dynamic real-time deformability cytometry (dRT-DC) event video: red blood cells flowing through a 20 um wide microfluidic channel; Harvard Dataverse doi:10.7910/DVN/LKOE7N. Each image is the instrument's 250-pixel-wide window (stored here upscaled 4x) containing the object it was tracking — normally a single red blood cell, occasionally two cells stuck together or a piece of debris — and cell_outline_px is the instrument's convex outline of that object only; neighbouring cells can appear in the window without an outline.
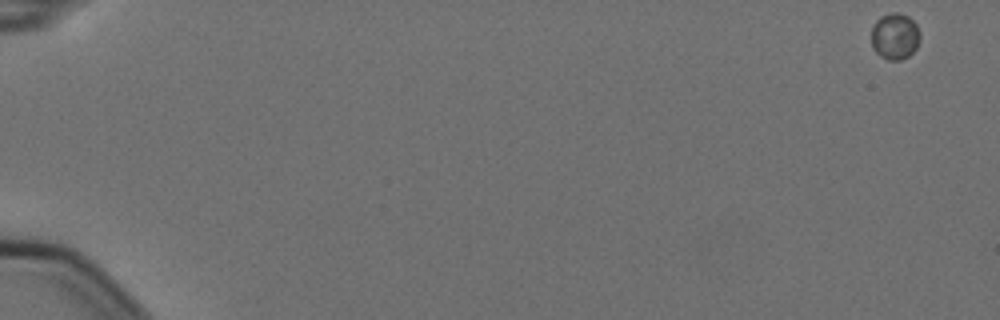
{"species": "Egyptian fruit bat (a non-hibernating species)", "species_latin": "Rousettus aegyptiacus", "temperature_condition": "cold", "stored_images_in_passage": 8, "camera_frame_rate_fps": 3000, "um_per_image_px": 0.085, "animal": {"sex": "female"}, "frame": {"image": 1, "passage_image": 1, "time_ms": 0.0, "image_size_px": [1000, 320], "cell_outline_px": [[920, 40], [916, 48], [908, 56], [900, 60], [888, 60], [880, 56], [872, 48], [872, 28], [876, 20], [880, 16], [892, 12], [900, 12], [908, 16], [916, 24], [920, 32]], "centroid_in_image_um": [76.07, 3.07], "position_along_channel_um": 8.9, "area_um2": 13.29}}
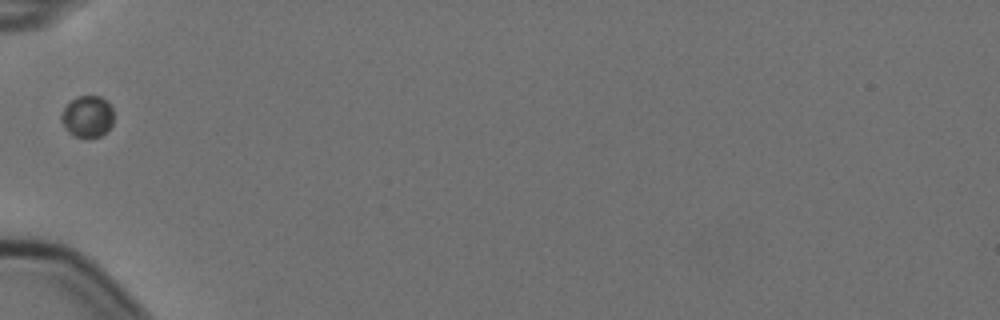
{"frame": {"image": 2, "passage_image": 6, "time_ms": 1.667, "image_size_px": [1000, 320], "cell_outline_px": [[112, 124], [100, 136], [88, 140], [76, 136], [68, 132], [64, 128], [60, 116], [64, 108], [76, 96], [100, 96], [108, 100], [112, 108]], "centroid_in_image_um": [7.42, 9.92], "position_along_channel_um": 77.6, "area_um2": 12.83}}
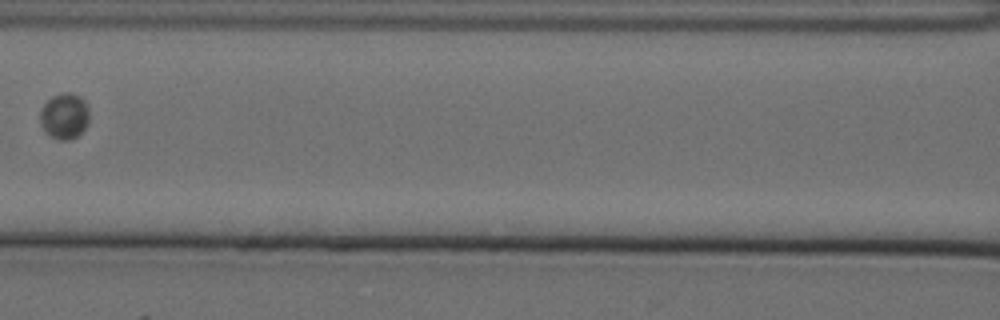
{"frame": {"image": 3, "passage_image": 8, "time_ms": 2.333, "image_size_px": [1000, 320], "cell_outline_px": [[88, 124], [72, 140], [60, 140], [44, 132], [40, 124], [40, 108], [52, 96], [60, 92], [68, 92], [80, 96], [84, 100], [88, 108]], "centroid_in_image_um": [5.45, 9.85], "position_along_channel_um": 161.1, "area_um2": 13.24}}